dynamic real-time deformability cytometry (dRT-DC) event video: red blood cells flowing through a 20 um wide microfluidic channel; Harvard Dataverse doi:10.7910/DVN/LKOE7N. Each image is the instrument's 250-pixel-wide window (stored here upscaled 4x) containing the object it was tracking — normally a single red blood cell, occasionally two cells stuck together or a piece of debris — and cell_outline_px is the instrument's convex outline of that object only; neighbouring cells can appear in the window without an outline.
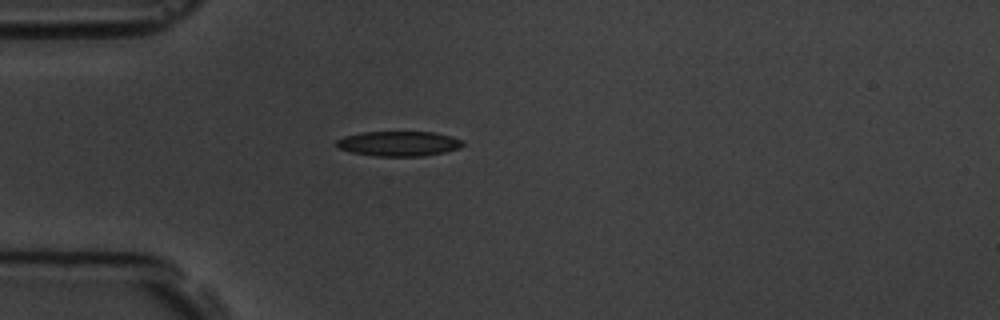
{"species": "common noctule bat (a hibernating species)", "species_latin": "Nyctalus noctula", "temperature_condition": "room temperature", "stored_images_in_passage": 2, "camera_frame_rate_fps": 3000, "um_per_image_px": 0.085, "animal": {"sex": "male", "body_mass_g": 19.5, "forearm_length_mm": 54.6}, "frame": {"image": 1, "passage_image": 1, "time_ms": 0.0, "image_size_px": [1000, 320], "cell_outline_px": [[464, 144], [460, 148], [444, 152], [424, 156], [376, 156], [352, 152], [336, 148], [336, 140], [344, 136], [360, 132], [432, 132], [452, 136], [464, 140]], "centroid_in_image_um": [33.89, 12.2], "position_along_channel_um": 51.1, "area_um2": 18.5}}